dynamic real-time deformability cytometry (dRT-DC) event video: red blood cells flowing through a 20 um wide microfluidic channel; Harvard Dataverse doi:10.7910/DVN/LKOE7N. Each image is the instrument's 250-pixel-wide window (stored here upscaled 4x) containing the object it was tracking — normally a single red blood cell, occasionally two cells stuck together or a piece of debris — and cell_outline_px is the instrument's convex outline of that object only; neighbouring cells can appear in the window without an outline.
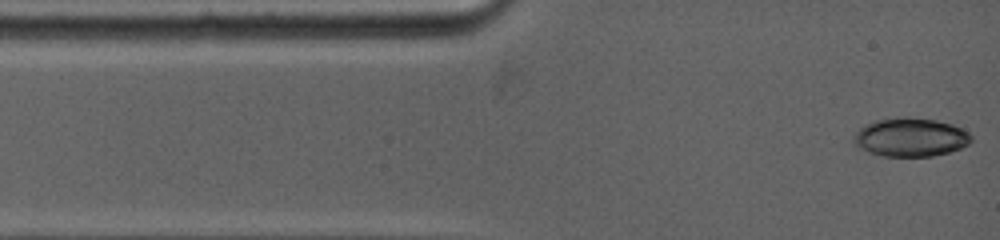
{"species": "common noctule bat (a hibernating species)", "species_latin": "Nyctalus noctula", "temperature_condition": "warm", "stored_images_in_passage": 4, "camera_frame_rate_fps": 5000, "um_per_image_px": 0.085, "animal": {"sex": "female", "body_mass_g": 19.0, "forearm_length_mm": 53.3}, "frame": {"image": 1, "passage_image": 1, "time_ms": 0.0, "image_size_px": [1000, 240], "cell_outline_px": [[972, 140], [968, 144], [960, 148], [948, 152], [932, 156], [884, 156], [868, 152], [860, 148], [852, 140], [852, 136], [864, 124], [876, 120], [896, 116], [904, 116], [936, 120], [952, 124], [968, 132], [972, 136]], "centroid_in_image_um": [77.37, 11.65], "position_along_channel_um": 7.6, "area_um2": 26.59}}
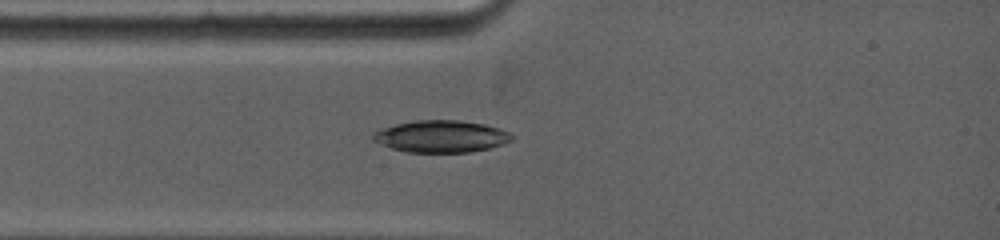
{"frame": {"image": 2, "passage_image": 4, "time_ms": 2.2, "image_size_px": [1000, 240], "cell_outline_px": [[512, 140], [504, 144], [488, 148], [468, 152], [408, 152], [392, 148], [380, 144], [372, 140], [372, 136], [376, 132], [384, 128], [396, 124], [420, 120], [460, 120], [484, 124], [508, 132], [512, 136]], "centroid_in_image_um": [37.49, 11.6], "position_along_channel_um": 47.5, "area_um2": 25.49}}